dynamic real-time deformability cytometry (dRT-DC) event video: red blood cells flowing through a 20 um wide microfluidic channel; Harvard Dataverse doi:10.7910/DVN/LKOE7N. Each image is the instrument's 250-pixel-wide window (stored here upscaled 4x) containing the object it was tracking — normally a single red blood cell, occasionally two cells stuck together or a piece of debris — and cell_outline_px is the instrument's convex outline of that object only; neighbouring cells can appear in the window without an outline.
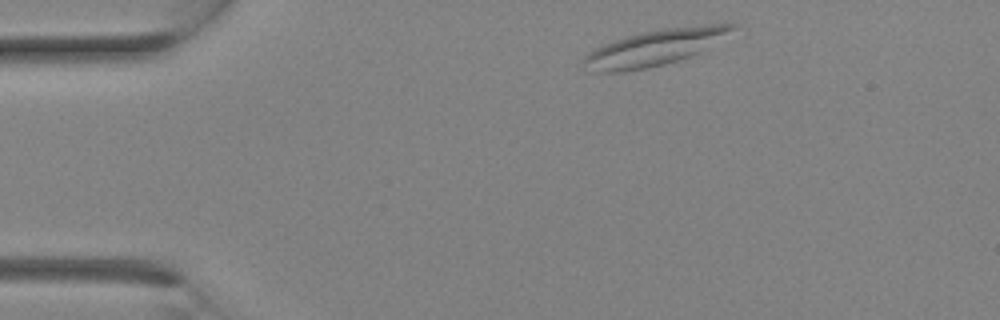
{"species": "Egyptian fruit bat (a non-hibernating species)", "species_latin": "Rousettus aegyptiacus", "temperature_condition": "room temperature", "stored_images_in_passage": 8, "camera_frame_rate_fps": 3000, "um_per_image_px": 0.085, "animal": {"sex": "female"}, "frame": {"image": 1, "passage_image": 1, "time_ms": 0.0, "image_size_px": [1000, 320], "cell_outline_px": [[736, 28], [700, 56], [648, 68], [620, 72], [588, 72], [580, 60], [588, 52], [604, 44], [640, 32], [668, 28], [708, 24], [736, 24]], "centroid_in_image_um": [55.68, 4.08], "position_along_channel_um": 29.3, "area_um2": 31.73}}